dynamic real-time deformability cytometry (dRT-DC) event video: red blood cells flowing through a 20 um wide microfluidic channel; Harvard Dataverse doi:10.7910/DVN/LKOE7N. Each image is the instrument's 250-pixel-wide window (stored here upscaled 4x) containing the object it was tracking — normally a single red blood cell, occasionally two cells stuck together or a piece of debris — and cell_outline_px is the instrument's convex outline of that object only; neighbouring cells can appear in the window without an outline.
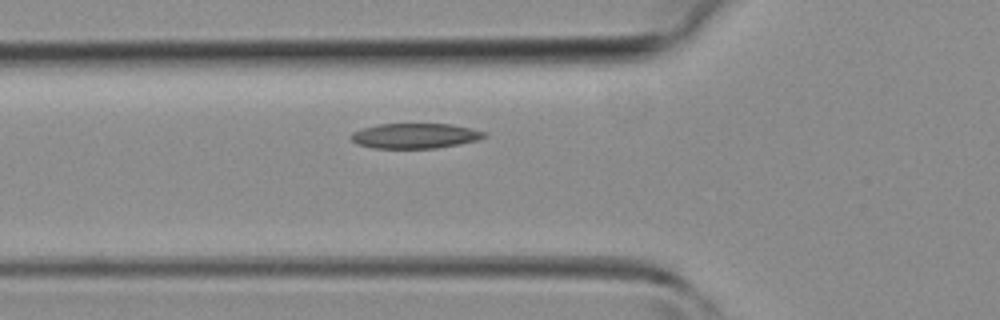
{"species": "common noctule bat (a hibernating species)", "species_latin": "Nyctalus noctula", "temperature_condition": "room temperature", "stored_images_in_passage": 32, "camera_frame_rate_fps": 3000, "um_per_image_px": 0.085, "animal": {"sex": "female", "body_mass_g": 19.3, "forearm_length_mm": 54.1}, "frame": {"image": 1, "passage_image": 8, "time_ms": 2.333, "image_size_px": [1000, 320], "cell_outline_px": [[488, 136], [476, 140], [460, 144], [436, 148], [372, 148], [356, 144], [348, 136], [352, 132], [364, 128], [380, 124], [452, 124], [472, 128], [488, 132]], "centroid_in_image_um": [35.3, 11.54], "position_along_channel_um": 90.5, "area_um2": 19.65}}
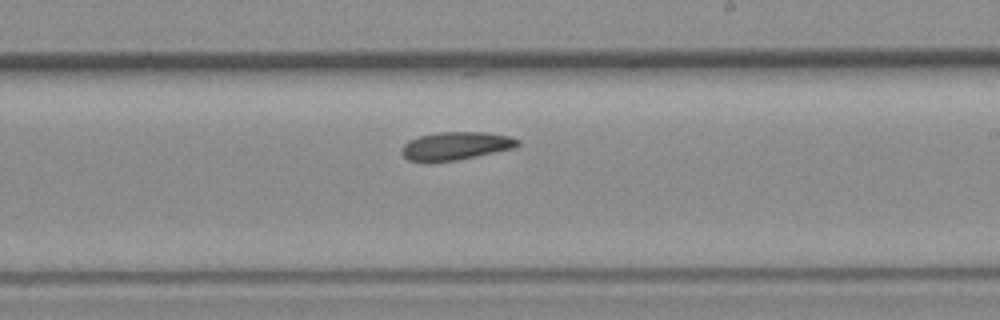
{"frame": {"image": 2, "passage_image": 18, "time_ms": 5.667, "image_size_px": [1000, 320], "cell_outline_px": [[520, 144], [516, 148], [456, 160], [428, 164], [424, 164], [408, 160], [400, 152], [400, 148], [408, 140], [416, 136], [440, 132], [488, 132], [512, 136], [520, 140]], "centroid_in_image_um": [38.7, 12.42], "position_along_channel_um": 250.3, "area_um2": 19.71}}
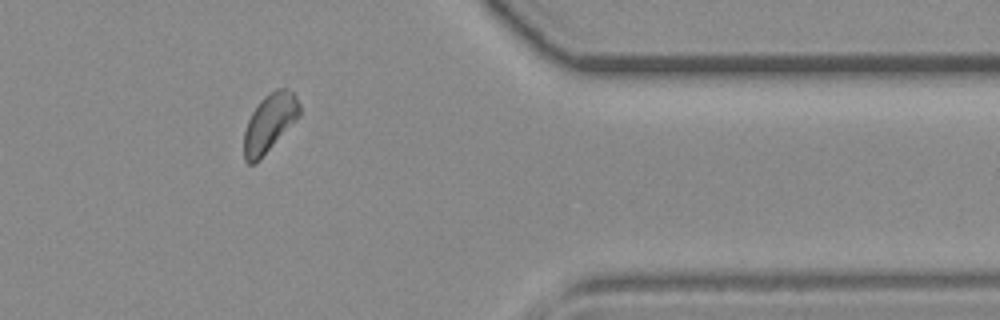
{"frame": {"image": 3, "passage_image": 28, "time_ms": 9.0, "image_size_px": [1000, 320], "cell_outline_px": [[300, 116], [260, 160], [256, 164], [248, 164], [244, 160], [244, 132], [248, 120], [252, 112], [260, 100], [268, 92], [276, 88], [284, 88], [292, 92], [296, 96], [300, 104]], "centroid_in_image_um": [22.91, 10.45], "position_along_channel_um": 388.5, "area_um2": 18.96}}